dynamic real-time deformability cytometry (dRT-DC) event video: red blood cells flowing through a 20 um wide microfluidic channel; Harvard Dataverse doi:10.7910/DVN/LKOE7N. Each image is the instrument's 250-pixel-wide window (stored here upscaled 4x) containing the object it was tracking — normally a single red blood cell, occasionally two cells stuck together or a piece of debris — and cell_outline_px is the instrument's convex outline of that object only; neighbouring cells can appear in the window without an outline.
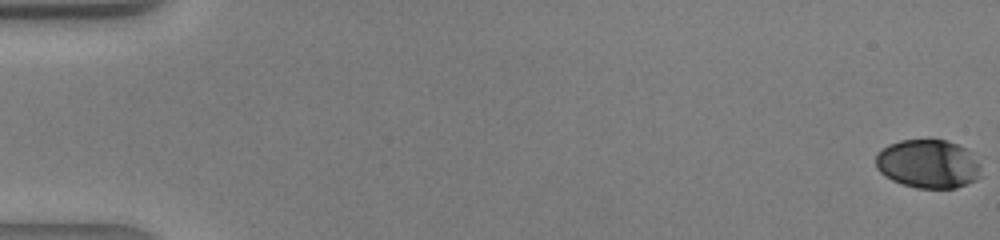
{"species": "human", "species_latin": "Homo sapiens", "temperature_condition": "warm", "stored_images_in_passage": 43, "camera_frame_rate_fps": 3000, "um_per_image_px": 0.085, "donor": {"sex": "male"}, "frame": {"image": 1, "passage_image": 1, "time_ms": 0.0, "image_size_px": [1000, 240], "cell_outline_px": [[980, 176], [956, 188], [916, 188], [892, 180], [884, 176], [876, 168], [876, 152], [888, 144], [900, 140], [928, 136], [944, 140], [956, 144], [964, 148], [980, 164]], "centroid_in_image_um": [78.82, 13.88], "position_along_channel_um": 6.2, "area_um2": 30.23}}
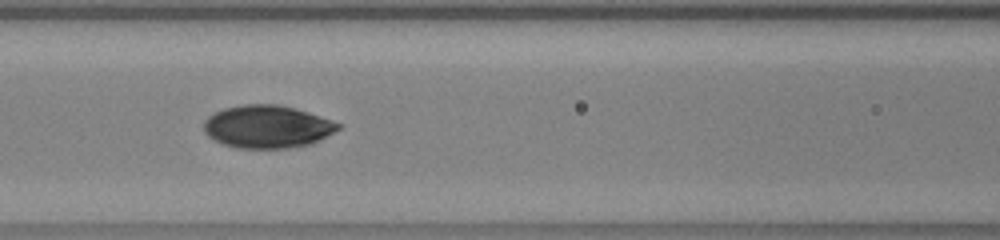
{"frame": {"image": 2, "passage_image": 20, "time_ms": 6.333, "image_size_px": [1000, 240], "cell_outline_px": [[344, 124], [340, 128], [312, 144], [288, 148], [236, 148], [224, 144], [208, 136], [204, 132], [204, 120], [208, 116], [224, 108], [244, 104], [276, 104], [308, 112]], "centroid_in_image_um": [22.72, 10.77], "position_along_channel_um": 143.9, "area_um2": 33.41}}
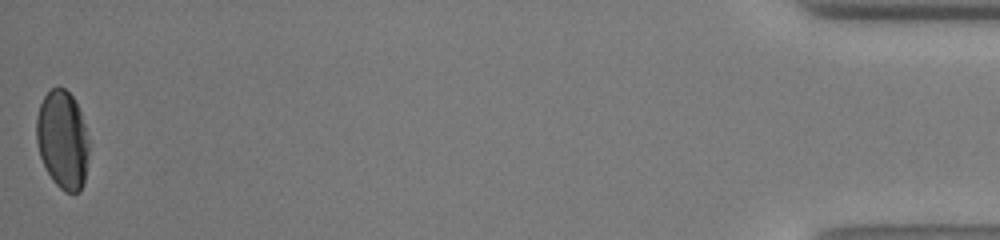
{"frame": {"image": 3, "passage_image": 43, "time_ms": 14.0, "image_size_px": [1000, 240], "cell_outline_px": [[88, 156], [84, 184], [80, 192], [64, 192], [52, 180], [40, 156], [36, 140], [36, 116], [40, 104], [44, 96], [52, 88], [64, 88], [72, 96], [80, 112], [84, 124], [88, 140]], "centroid_in_image_um": [5.31, 11.9], "position_along_channel_um": 429.9, "area_um2": 29.94}}